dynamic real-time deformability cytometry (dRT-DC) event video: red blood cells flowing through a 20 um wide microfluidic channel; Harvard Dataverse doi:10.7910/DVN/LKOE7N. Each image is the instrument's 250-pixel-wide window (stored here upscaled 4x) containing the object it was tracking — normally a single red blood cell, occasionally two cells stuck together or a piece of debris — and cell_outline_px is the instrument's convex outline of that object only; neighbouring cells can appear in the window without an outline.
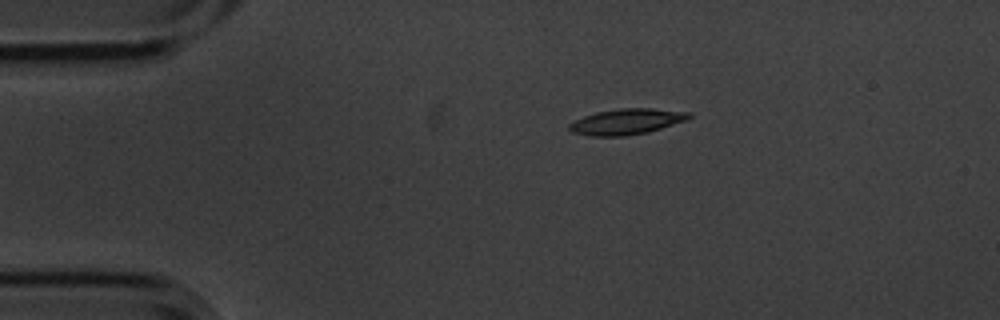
{"species": "common noctule bat (a hibernating species)", "species_latin": "Nyctalus noctula", "temperature_condition": "cold", "stored_images_in_passage": 8, "camera_frame_rate_fps": 3000, "um_per_image_px": 0.085, "animal": {"sex": "male", "body_mass_g": 20.1, "forearm_length_mm": 53.5}, "frame": {"image": 1, "passage_image": 1, "time_ms": 0.0, "image_size_px": [1000, 320], "cell_outline_px": [[692, 116], [688, 120], [648, 132], [624, 136], [588, 136], [572, 132], [568, 128], [568, 124], [572, 120], [596, 112], [620, 108], [652, 108], [692, 112]], "centroid_in_image_um": [53.26, 10.33], "position_along_channel_um": 31.7, "area_um2": 18.21}}
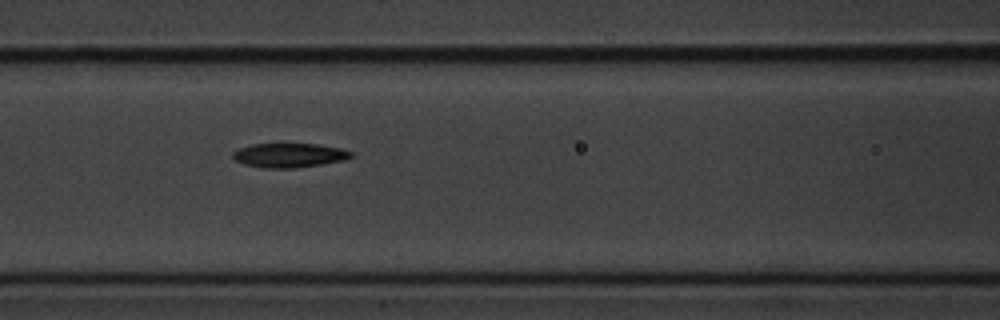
{"frame": {"image": 2, "passage_image": 5, "time_ms": 1.333, "image_size_px": [1000, 320], "cell_outline_px": [[352, 156], [344, 160], [320, 164], [292, 168], [260, 168], [244, 164], [236, 160], [232, 156], [232, 152], [240, 148], [252, 144], [320, 144], [340, 148], [352, 152]], "centroid_in_image_um": [24.56, 13.2], "position_along_channel_um": 142.0, "area_um2": 16.59}}
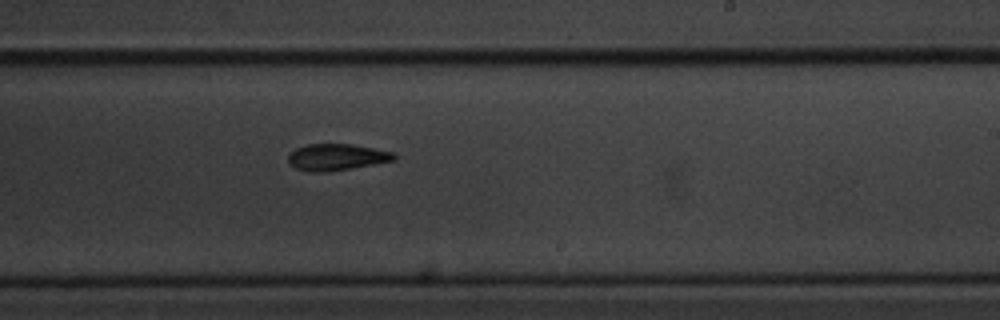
{"frame": {"image": 3, "passage_image": 8, "time_ms": 2.333, "image_size_px": [1000, 320], "cell_outline_px": [[396, 160], [352, 168], [320, 172], [308, 172], [296, 168], [288, 164], [288, 156], [296, 148], [308, 144], [352, 144], [392, 152], [396, 156]], "centroid_in_image_um": [28.59, 13.36], "position_along_channel_um": 260.4, "area_um2": 16.24}}